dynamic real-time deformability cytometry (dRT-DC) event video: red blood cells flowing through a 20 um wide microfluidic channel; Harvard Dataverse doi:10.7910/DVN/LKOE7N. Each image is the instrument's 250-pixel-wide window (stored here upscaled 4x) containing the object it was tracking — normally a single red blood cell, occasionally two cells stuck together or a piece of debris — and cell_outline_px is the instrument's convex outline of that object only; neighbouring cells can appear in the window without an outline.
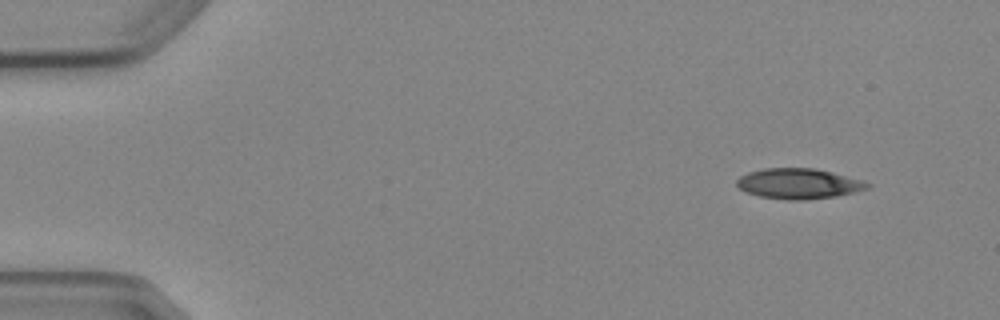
{"species": "Egyptian fruit bat (a non-hibernating species)", "species_latin": "Rousettus aegyptiacus", "temperature_condition": "cold", "stored_images_in_passage": 5, "camera_frame_rate_fps": 3000, "um_per_image_px": 0.085, "animal": {"sex": "female"}, "frame": {"image": 1, "passage_image": 1, "time_ms": 0.0, "image_size_px": [1000, 320], "cell_outline_px": [[872, 184], [868, 188], [836, 196], [804, 200], [788, 200], [760, 196], [748, 192], [740, 188], [736, 184], [736, 180], [740, 176], [748, 172], [764, 168], [812, 168], [832, 172], [860, 180]], "centroid_in_image_um": [67.86, 15.6], "position_along_channel_um": 17.1, "area_um2": 22.83}}
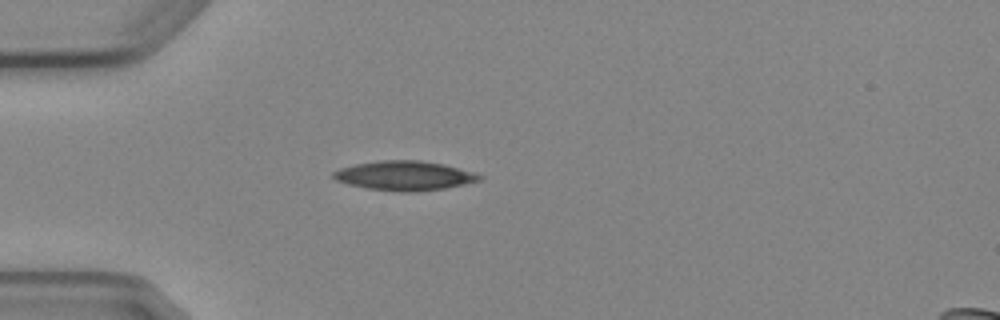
{"frame": {"image": 2, "passage_image": 3, "time_ms": 3.333, "image_size_px": [1000, 320], "cell_outline_px": [[484, 176], [480, 180], [464, 184], [444, 188], [412, 192], [400, 192], [368, 188], [348, 184], [336, 180], [332, 176], [332, 172], [340, 168], [356, 164], [380, 160], [420, 160], [444, 164], [476, 172]], "centroid_in_image_um": [34.4, 14.92], "position_along_channel_um": 50.6, "area_um2": 25.03}}